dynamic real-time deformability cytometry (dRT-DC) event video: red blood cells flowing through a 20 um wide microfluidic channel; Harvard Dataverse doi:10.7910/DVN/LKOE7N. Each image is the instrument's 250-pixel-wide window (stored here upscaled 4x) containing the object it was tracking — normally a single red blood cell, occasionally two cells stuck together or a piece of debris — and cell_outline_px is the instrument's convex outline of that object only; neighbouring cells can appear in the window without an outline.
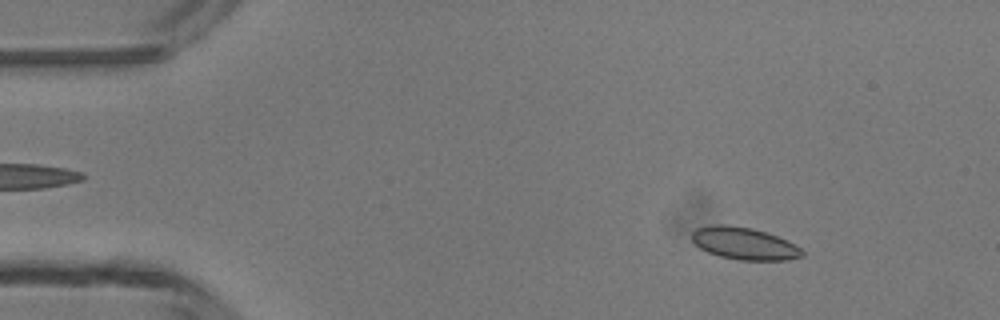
{"species": "common noctule bat (a hibernating species)", "species_latin": "Nyctalus noctula", "temperature_condition": "room temperature", "stored_images_in_passage": 3, "camera_frame_rate_fps": 3000, "um_per_image_px": 0.085, "animal": {"sex": "male", "body_mass_g": 13.3}, "frame": {"image": 1, "passage_image": 1, "time_ms": 0.0, "image_size_px": [1000, 320], "cell_outline_px": [[804, 256], [788, 260], [740, 260], [720, 256], [708, 252], [700, 248], [692, 240], [692, 232], [696, 228], [712, 224], [724, 224], [752, 228], [776, 236], [800, 248], [804, 252]], "centroid_in_image_um": [63.22, 20.69], "position_along_channel_um": 21.8, "area_um2": 20.52}}
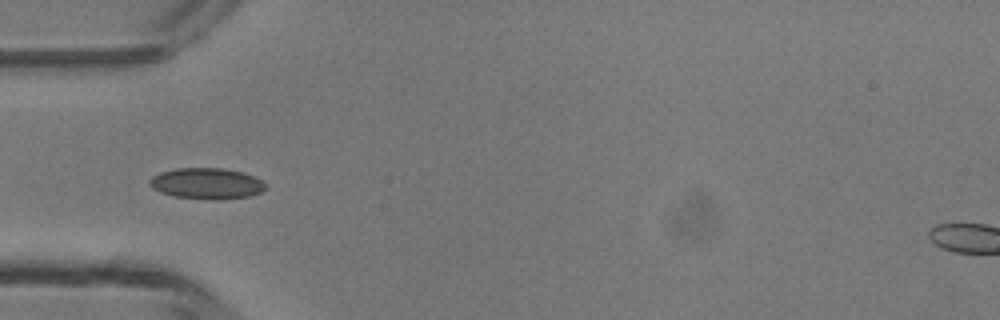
{"frame": {"image": 2, "passage_image": 3, "time_ms": 3.0, "image_size_px": [1000, 320], "cell_outline_px": [[268, 188], [252, 196], [220, 200], [208, 200], [172, 196], [160, 192], [152, 188], [148, 184], [148, 180], [152, 176], [160, 172], [176, 168], [224, 168], [244, 172], [260, 180]], "centroid_in_image_um": [17.54, 15.61], "position_along_channel_um": 67.5, "area_um2": 21.33}}